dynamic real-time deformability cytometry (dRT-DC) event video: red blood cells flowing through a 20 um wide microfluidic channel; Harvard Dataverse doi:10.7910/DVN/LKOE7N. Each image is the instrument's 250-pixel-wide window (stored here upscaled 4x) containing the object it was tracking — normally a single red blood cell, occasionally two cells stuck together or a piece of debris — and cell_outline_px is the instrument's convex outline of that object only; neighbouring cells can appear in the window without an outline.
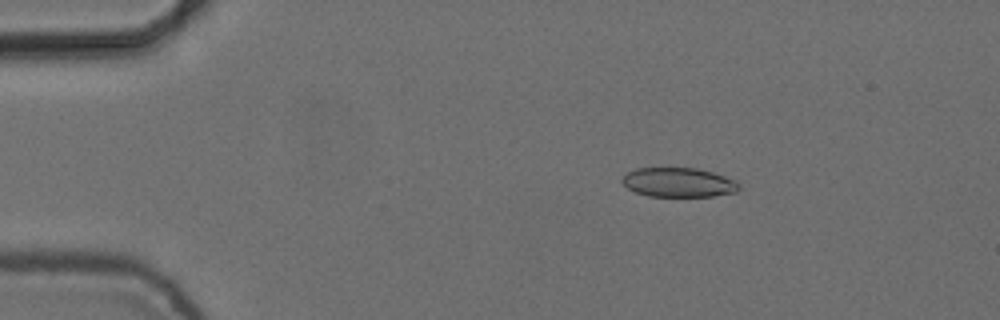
{"species": "common noctule bat (a hibernating species)", "species_latin": "Nyctalus noctula", "temperature_condition": "cold", "stored_images_in_passage": 3, "camera_frame_rate_fps": 3000, "um_per_image_px": 0.085, "animal": {"sex": "female", "body_mass_g": 24.6, "forearm_length_mm": 56.2}, "frame": {"image": 1, "passage_image": 1, "time_ms": 0.0, "image_size_px": [1000, 320], "cell_outline_px": [[740, 188], [736, 192], [712, 196], [648, 196], [636, 192], [628, 188], [620, 180], [628, 172], [636, 168], [696, 168], [712, 172], [736, 180], [740, 184]], "centroid_in_image_um": [57.69, 15.5], "position_along_channel_um": 27.3, "area_um2": 19.94}}
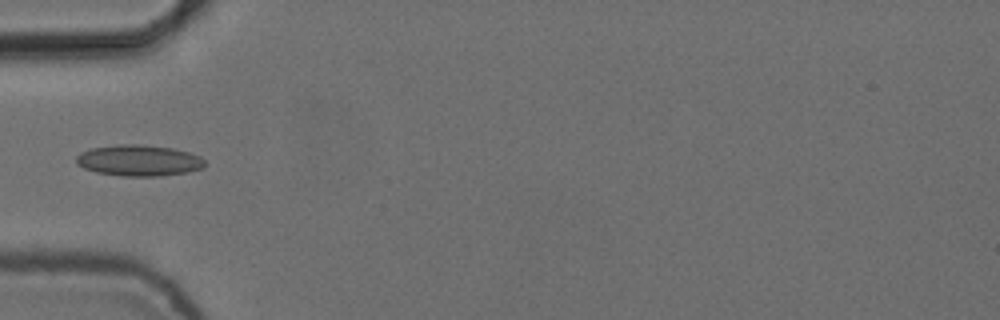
{"frame": {"image": 2, "passage_image": 3, "time_ms": 0.667, "image_size_px": [1000, 320], "cell_outline_px": [[204, 168], [188, 172], [160, 176], [120, 176], [96, 172], [84, 168], [76, 164], [76, 156], [80, 152], [92, 148], [116, 144], [136, 144], [172, 148], [188, 152], [200, 156], [204, 160]], "centroid_in_image_um": [11.78, 13.64], "position_along_channel_um": 73.2, "area_um2": 23.41}}